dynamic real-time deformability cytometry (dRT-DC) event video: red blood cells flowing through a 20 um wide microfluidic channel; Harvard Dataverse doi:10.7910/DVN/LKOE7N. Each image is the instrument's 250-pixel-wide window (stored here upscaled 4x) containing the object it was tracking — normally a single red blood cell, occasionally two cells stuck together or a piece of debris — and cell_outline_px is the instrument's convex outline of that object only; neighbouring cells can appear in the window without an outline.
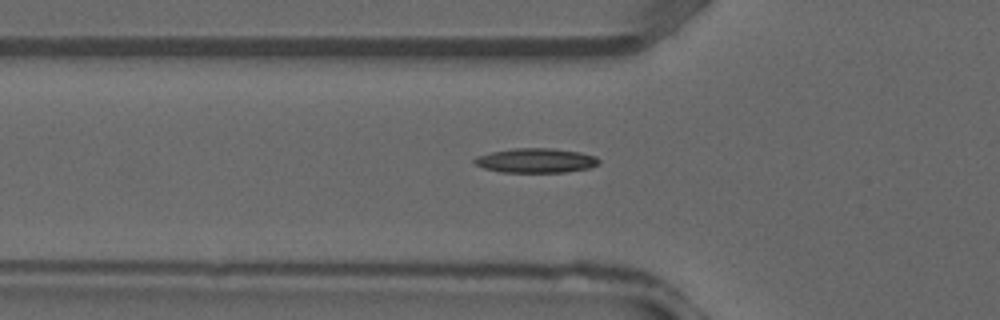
{"species": "common noctule bat (a hibernating species)", "species_latin": "Nyctalus noctula", "temperature_condition": "warm", "stored_images_in_passage": 32, "camera_frame_rate_fps": 3000, "um_per_image_px": 0.085, "animal": {"sex": "male", "forearm_length_mm": 52.5}, "frame": {"image": 1, "passage_image": 8, "time_ms": 2.333, "image_size_px": [1000, 320], "cell_outline_px": [[600, 164], [588, 168], [564, 172], [500, 172], [484, 168], [476, 164], [472, 160], [476, 156], [492, 152], [512, 148], [552, 148], [580, 152], [596, 156], [600, 160]], "centroid_in_image_um": [45.56, 13.64], "position_along_channel_um": 80.2, "area_um2": 17.8}}
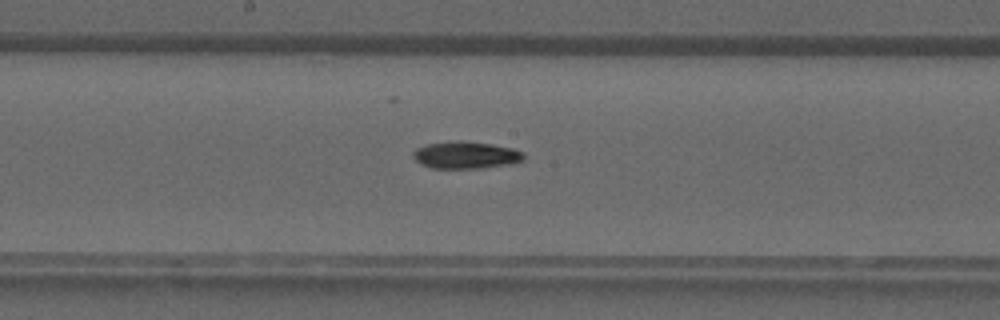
{"frame": {"image": 2, "passage_image": 15, "time_ms": 4.667, "image_size_px": [1000, 320], "cell_outline_px": [[524, 160], [512, 164], [484, 168], [432, 168], [420, 164], [412, 156], [412, 152], [416, 148], [424, 144], [456, 140], [460, 140], [488, 144], [512, 148], [524, 152]], "centroid_in_image_um": [39.57, 13.18], "position_along_channel_um": 208.6, "area_um2": 17.69}}
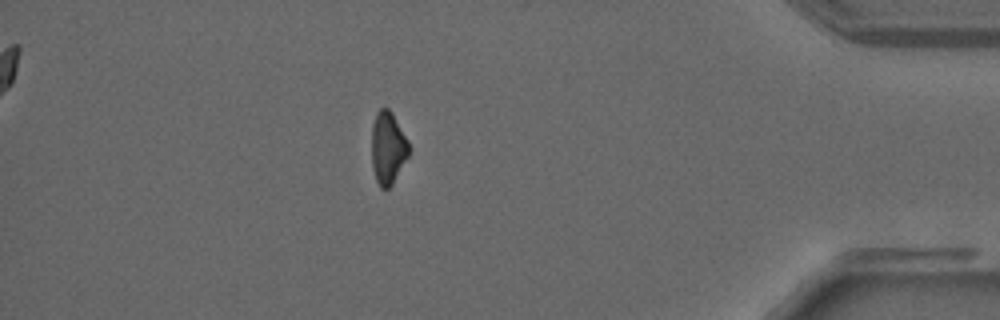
{"frame": {"image": 3, "passage_image": 28, "time_ms": 9.0, "image_size_px": [1000, 320], "cell_outline_px": [[408, 156], [392, 184], [388, 188], [380, 188], [376, 180], [372, 168], [372, 124], [376, 112], [380, 108], [388, 108], [392, 112], [408, 140]], "centroid_in_image_um": [32.95, 12.55], "position_along_channel_um": 402.2, "area_um2": 15.66}}